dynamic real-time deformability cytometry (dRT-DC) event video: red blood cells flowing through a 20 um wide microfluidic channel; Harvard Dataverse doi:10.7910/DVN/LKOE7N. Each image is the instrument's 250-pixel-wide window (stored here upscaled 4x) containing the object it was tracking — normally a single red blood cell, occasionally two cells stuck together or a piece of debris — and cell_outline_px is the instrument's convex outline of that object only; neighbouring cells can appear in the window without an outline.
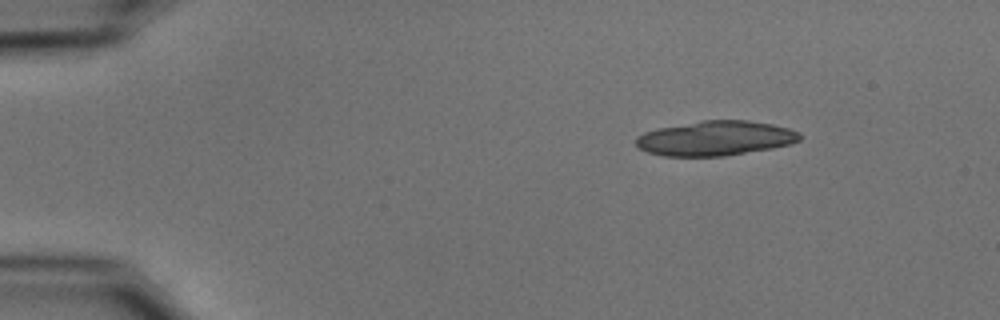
{"species": "common noctule bat (a hibernating species)", "species_latin": "Nyctalus noctula", "temperature_condition": "cold", "stored_images_in_passage": 16, "camera_frame_rate_fps": 3000, "um_per_image_px": 0.085, "animal": {"sex": "male", "body_mass_g": 15.6}, "frame": {"image": 1, "passage_image": 1, "time_ms": 0.0, "image_size_px": [1000, 320], "cell_outline_px": [[800, 140], [792, 144], [772, 148], [724, 156], [664, 156], [648, 152], [636, 148], [636, 136], [644, 132], [656, 128], [700, 120], [748, 120], [772, 124], [788, 128], [800, 132]], "centroid_in_image_um": [60.78, 11.75], "position_along_channel_um": 24.2, "area_um2": 33.41}}